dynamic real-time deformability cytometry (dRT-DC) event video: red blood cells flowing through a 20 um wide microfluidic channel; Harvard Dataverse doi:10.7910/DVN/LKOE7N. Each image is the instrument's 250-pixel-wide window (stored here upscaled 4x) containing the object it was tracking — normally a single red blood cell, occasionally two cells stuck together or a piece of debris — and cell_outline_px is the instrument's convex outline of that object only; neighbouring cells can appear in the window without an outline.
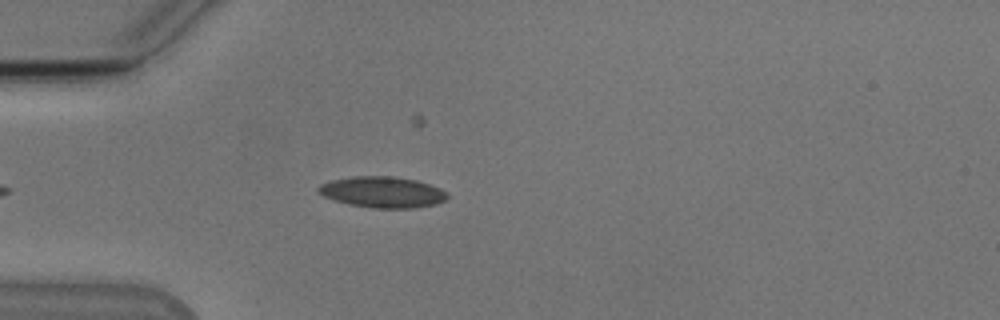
{"species": "Egyptian fruit bat (a non-hibernating species)", "species_latin": "Rousettus aegyptiacus", "temperature_condition": "cold", "stored_images_in_passage": 42, "camera_frame_rate_fps": 3000, "um_per_image_px": 0.085, "animal": {"sex": "male"}, "frame": {"image": 1, "passage_image": 7, "time_ms": 2.0, "image_size_px": [1000, 320], "cell_outline_px": [[448, 196], [444, 200], [436, 204], [412, 208], [372, 208], [348, 204], [324, 196], [316, 192], [316, 188], [320, 184], [332, 180], [352, 176], [392, 176], [416, 180], [440, 188]], "centroid_in_image_um": [32.46, 16.33], "position_along_channel_um": 52.5, "area_um2": 23.24}}
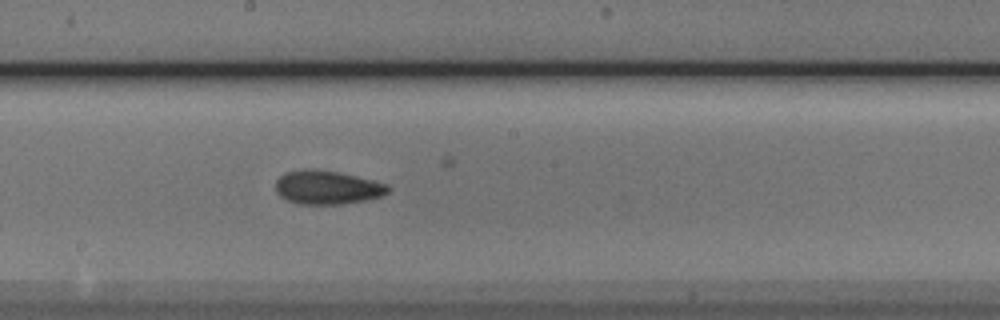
{"frame": {"image": 2, "passage_image": 21, "time_ms": 6.667, "image_size_px": [1000, 320], "cell_outline_px": [[392, 188], [388, 192], [380, 196], [364, 200], [344, 204], [296, 204], [280, 196], [276, 192], [276, 180], [284, 172], [304, 168], [316, 168], [336, 172], [372, 180], [388, 184]], "centroid_in_image_um": [27.78, 15.92], "position_along_channel_um": 220.4, "area_um2": 22.2}}
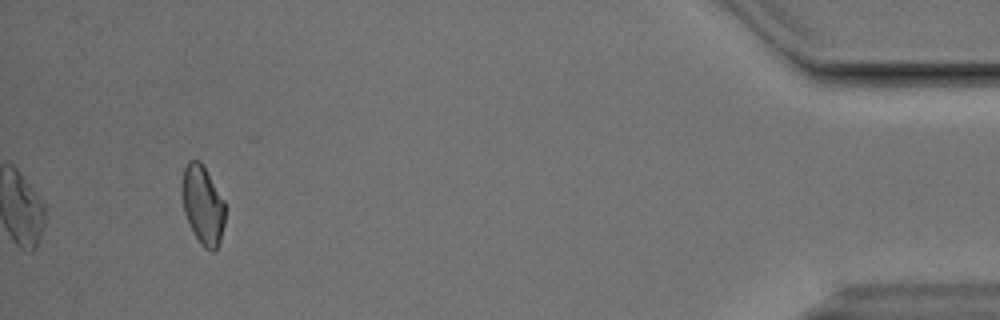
{"frame": {"image": 3, "passage_image": 42, "time_ms": 13.667, "image_size_px": [1000, 320], "cell_outline_px": [[224, 224], [220, 240], [216, 248], [212, 252], [204, 248], [200, 244], [192, 232], [188, 224], [184, 212], [180, 188], [184, 168], [188, 160], [200, 160], [224, 200]], "centroid_in_image_um": [17.2, 17.42], "position_along_channel_um": 418.0, "area_um2": 20.0}, "authors_computed_cell_mechanics": {"area_um2": 21.5883, "velocity_mm_per_s": 3.8383, "shape_relaxation_time_tau1_ms": 3.9341, "shape_relaxation_time_tau2_ms": 3.634, "deformation_change_tau1": 0.1137, "deformation_change_tau2": 0.0889}}